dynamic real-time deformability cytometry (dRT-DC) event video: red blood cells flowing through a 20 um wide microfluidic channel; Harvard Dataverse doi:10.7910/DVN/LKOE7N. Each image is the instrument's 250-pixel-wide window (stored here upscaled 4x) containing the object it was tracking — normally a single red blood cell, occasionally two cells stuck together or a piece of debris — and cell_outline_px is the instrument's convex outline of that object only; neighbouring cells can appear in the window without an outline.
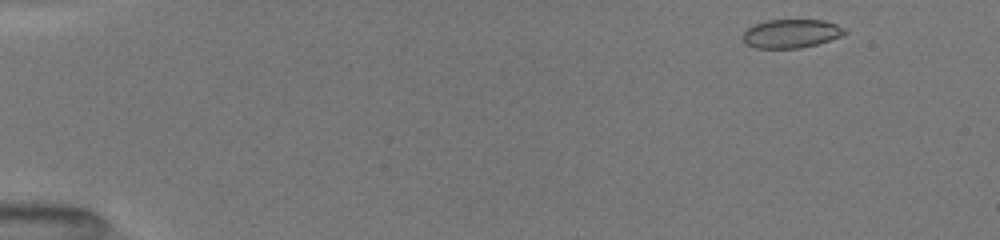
{"species": "common noctule bat (a hibernating species)", "species_latin": "Nyctalus noctula", "temperature_condition": "room temperature", "stored_images_in_passage": 17, "camera_frame_rate_fps": 3000, "um_per_image_px": 0.085, "animal": {"sex": "female", "body_mass_g": 19.5, "forearm_length_mm": 54.1}, "frame": {"image": 1, "passage_image": 1, "time_ms": 0.0, "image_size_px": [1000, 240], "cell_outline_px": [[848, 32], [840, 36], [816, 44], [800, 48], [756, 48], [744, 44], [740, 36], [744, 28], [768, 20], [824, 20], [836, 24], [844, 28]], "centroid_in_image_um": [67.17, 2.85], "position_along_channel_um": 17.8, "area_um2": 17.17}}